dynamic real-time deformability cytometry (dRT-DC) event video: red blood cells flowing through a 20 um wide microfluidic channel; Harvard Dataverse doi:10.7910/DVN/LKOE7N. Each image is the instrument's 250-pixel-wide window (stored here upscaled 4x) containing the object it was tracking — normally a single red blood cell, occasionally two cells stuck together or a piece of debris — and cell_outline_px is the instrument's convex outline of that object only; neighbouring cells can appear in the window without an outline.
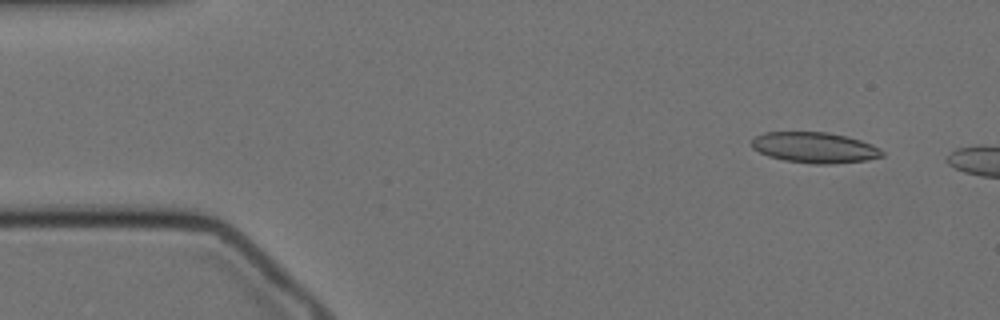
{"species": "Egyptian fruit bat (a non-hibernating species)", "species_latin": "Rousettus aegyptiacus", "temperature_condition": "cold", "stored_images_in_passage": 10, "camera_frame_rate_fps": 3000, "um_per_image_px": 0.085, "animal": {"sex": "female"}, "frame": {"image": 1, "passage_image": 4, "time_ms": 1.0, "image_size_px": [1000, 320], "cell_outline_px": [[884, 156], [868, 160], [832, 164], [816, 164], [784, 160], [768, 156], [752, 148], [752, 140], [756, 136], [764, 132], [828, 132], [860, 140], [872, 144], [880, 148], [884, 152]], "centroid_in_image_um": [69.27, 12.55], "position_along_channel_um": 15.7, "area_um2": 23.35}}